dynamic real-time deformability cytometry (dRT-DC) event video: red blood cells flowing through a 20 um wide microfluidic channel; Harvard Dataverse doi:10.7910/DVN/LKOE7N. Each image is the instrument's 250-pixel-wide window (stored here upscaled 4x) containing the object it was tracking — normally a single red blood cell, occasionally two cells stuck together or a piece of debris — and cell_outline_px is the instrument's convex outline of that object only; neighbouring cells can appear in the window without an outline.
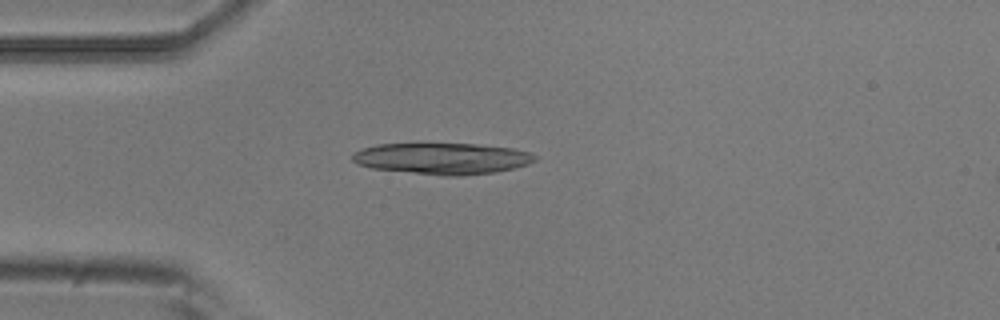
{"species": "common noctule bat (a hibernating species)", "species_latin": "Nyctalus noctula", "temperature_condition": "room temperature", "stored_images_in_passage": 4, "camera_frame_rate_fps": 3000, "um_per_image_px": 0.085, "animal": {"sex": "male", "body_mass_g": 20.5, "forearm_length_mm": 52.5}, "frame": {"image": 1, "passage_image": 4, "time_ms": 1.0, "image_size_px": [1000, 320], "cell_outline_px": [[536, 160], [528, 164], [496, 172], [460, 176], [444, 176], [372, 168], [360, 164], [352, 160], [352, 152], [360, 148], [376, 144], [476, 144], [512, 148], [528, 152], [536, 156]], "centroid_in_image_um": [37.57, 13.47], "position_along_channel_um": 47.4, "area_um2": 33.23}}